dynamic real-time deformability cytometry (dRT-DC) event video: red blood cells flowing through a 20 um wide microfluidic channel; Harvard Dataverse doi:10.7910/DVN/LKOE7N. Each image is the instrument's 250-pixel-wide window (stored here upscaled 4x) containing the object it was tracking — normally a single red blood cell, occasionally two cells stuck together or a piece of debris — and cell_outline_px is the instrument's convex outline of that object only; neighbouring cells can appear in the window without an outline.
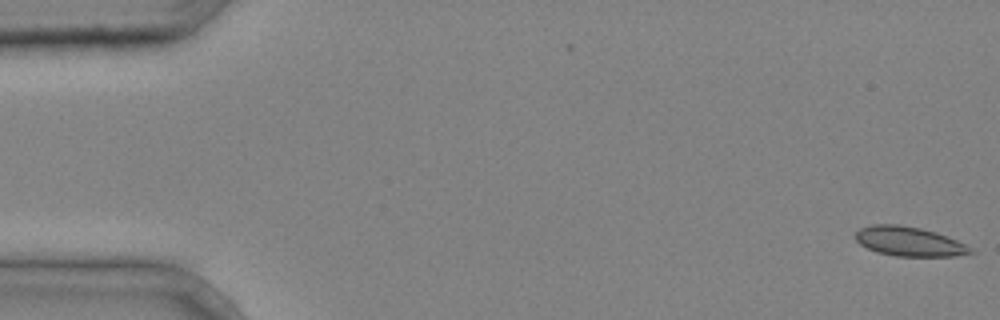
{"species": "common noctule bat (a hibernating species)", "species_latin": "Nyctalus noctula", "temperature_condition": "cold", "stored_images_in_passage": 42, "camera_frame_rate_fps": 3000, "um_per_image_px": 0.085, "animal": {"sex": "male", "body_mass_g": 20.4}, "frame": {"image": 1, "passage_image": 1, "time_ms": 0.0, "image_size_px": [1000, 320], "cell_outline_px": [[976, 252], [956, 256], [896, 256], [876, 252], [860, 244], [852, 236], [860, 228], [872, 224], [900, 224], [920, 228], [936, 232], [956, 240], [972, 248]], "centroid_in_image_um": [77.25, 20.52], "position_along_channel_um": 7.8, "area_um2": 19.83}}
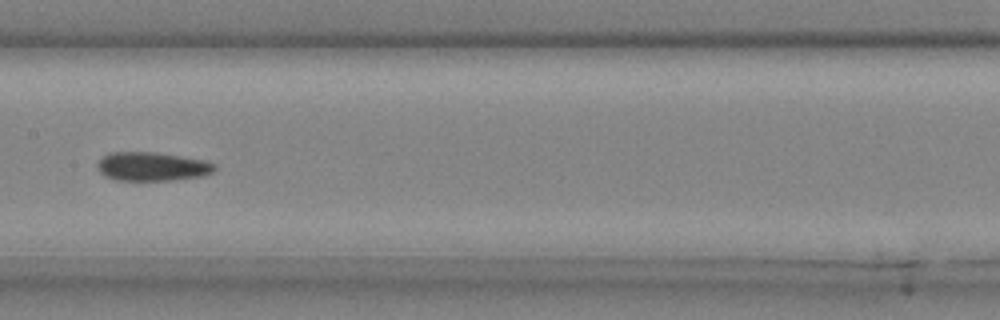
{"frame": {"image": 2, "passage_image": 22, "time_ms": 7.0, "image_size_px": [1000, 320], "cell_outline_px": [[216, 168], [212, 172], [204, 176], [172, 180], [116, 180], [104, 176], [96, 168], [96, 164], [108, 152], [156, 152], [204, 160], [216, 164]], "centroid_in_image_um": [12.92, 14.15], "position_along_channel_um": 194.5, "area_um2": 19.77}}
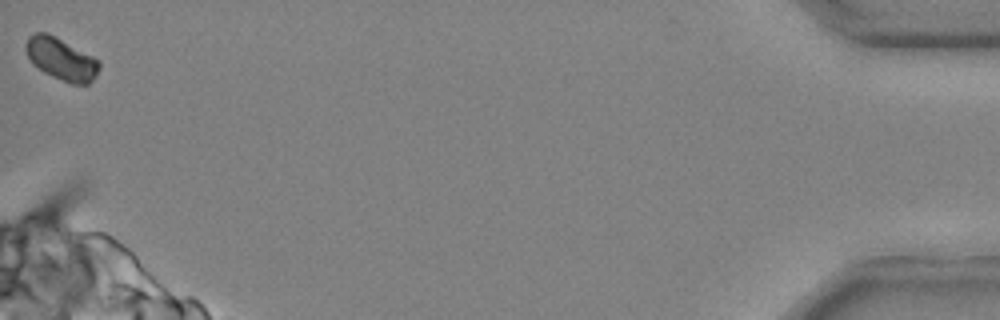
{"frame": {"image": 3, "passage_image": 42, "time_ms": 13.667, "image_size_px": [1000, 320], "cell_outline_px": [[100, 68], [96, 76], [88, 84], [72, 84], [52, 76], [44, 72], [32, 64], [24, 48], [24, 44], [28, 36], [32, 32], [48, 32], [100, 60]], "centroid_in_image_um": [5.18, 4.99], "position_along_channel_um": 430.0, "area_um2": 18.26}}